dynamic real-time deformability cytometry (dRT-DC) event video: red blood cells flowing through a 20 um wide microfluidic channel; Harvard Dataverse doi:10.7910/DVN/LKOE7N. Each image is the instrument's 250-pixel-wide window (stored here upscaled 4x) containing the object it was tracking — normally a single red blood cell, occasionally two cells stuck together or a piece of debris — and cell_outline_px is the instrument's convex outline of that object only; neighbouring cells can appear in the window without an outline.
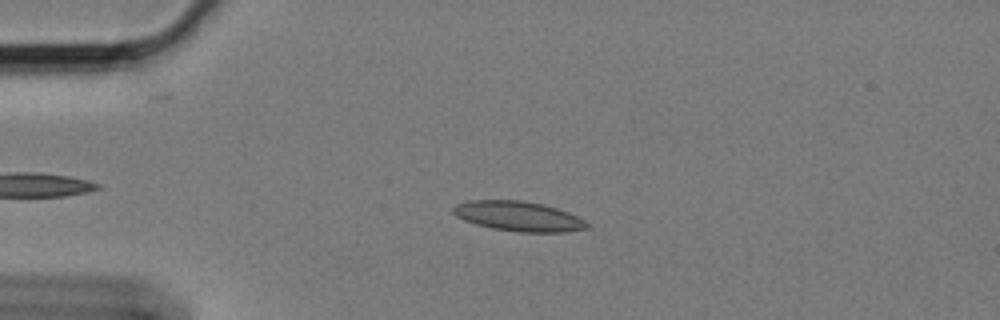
{"species": "Egyptian fruit bat (a non-hibernating species)", "species_latin": "Rousettus aegyptiacus", "temperature_condition": "cold", "stored_images_in_passage": 54, "camera_frame_rate_fps": 3000, "um_per_image_px": 0.085, "animal": {"sex": "female"}, "frame": {"image": 1, "passage_image": 14, "time_ms": 4.333, "image_size_px": [1000, 320], "cell_outline_px": [[588, 228], [568, 232], [516, 232], [492, 228], [476, 224], [464, 220], [456, 216], [452, 212], [452, 208], [456, 204], [472, 200], [520, 200], [540, 204], [556, 208], [568, 212], [584, 220], [588, 224]], "centroid_in_image_um": [44.05, 18.39], "position_along_channel_um": 40.9, "area_um2": 23.18}}
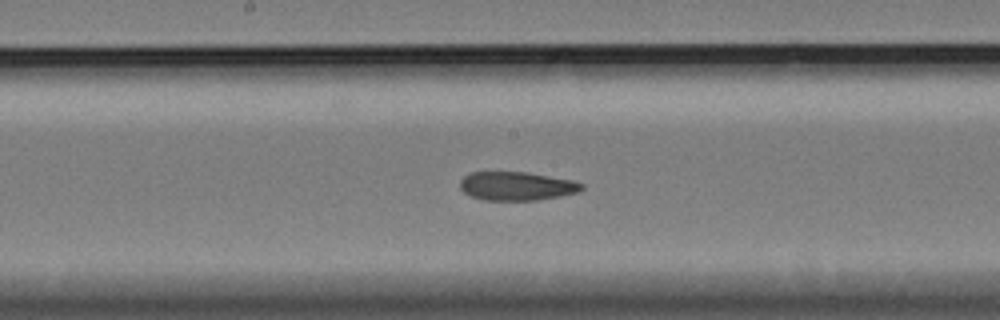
{"frame": {"image": 2, "passage_image": 31, "time_ms": 10.0, "image_size_px": [1000, 320], "cell_outline_px": [[584, 188], [580, 192], [560, 196], [536, 200], [484, 200], [472, 196], [464, 192], [460, 188], [460, 180], [468, 172], [528, 172], [572, 180], [584, 184]], "centroid_in_image_um": [43.93, 15.81], "position_along_channel_um": 204.3, "area_um2": 20.4}}
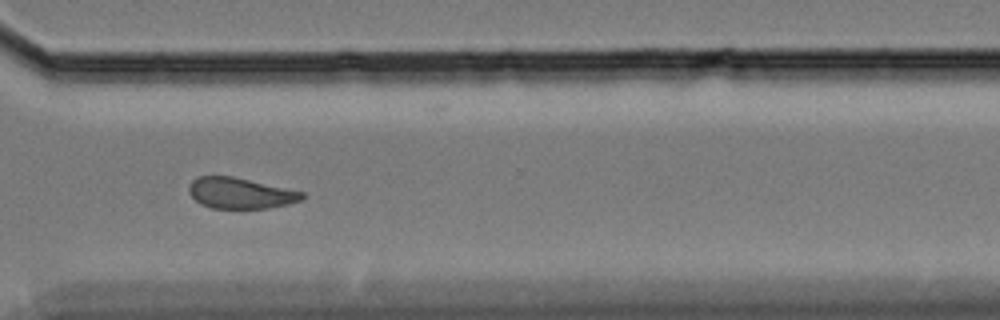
{"frame": {"image": 3, "passage_image": 44, "time_ms": 14.333, "image_size_px": [1000, 320], "cell_outline_px": [[304, 200], [288, 204], [268, 208], [212, 208], [200, 204], [188, 192], [188, 188], [192, 180], [196, 176], [232, 176], [304, 192]], "centroid_in_image_um": [20.42, 16.42], "position_along_channel_um": 350.2, "area_um2": 20.35}, "authors_computed_cell_mechanics": {"area_um2": 21.5016, "velocity_mm_per_s": 3.3709, "shape_relaxation_time_tau1_ms": null, "shape_relaxation_time_tau2_ms": 4.6042, "deformation_change_tau1": null, "deformation_change_tau2": 0.1026}}